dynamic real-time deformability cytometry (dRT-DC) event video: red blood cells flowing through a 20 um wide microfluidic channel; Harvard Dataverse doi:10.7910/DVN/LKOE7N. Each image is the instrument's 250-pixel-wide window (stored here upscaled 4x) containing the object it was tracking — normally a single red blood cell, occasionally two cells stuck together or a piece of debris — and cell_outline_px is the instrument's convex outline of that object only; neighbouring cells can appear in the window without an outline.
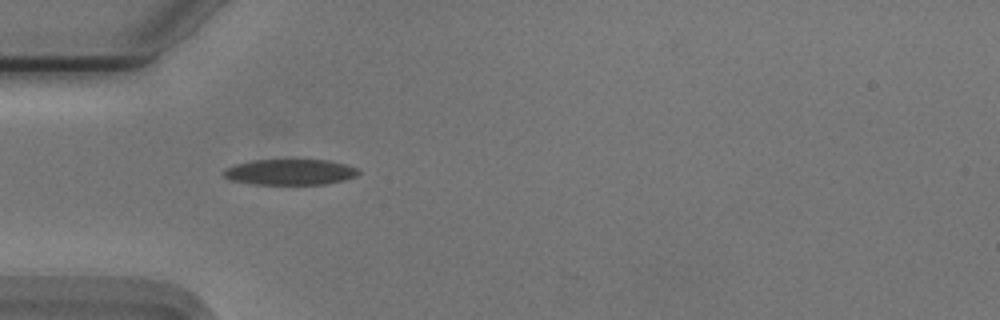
{"species": "Egyptian fruit bat (a non-hibernating species)", "species_latin": "Rousettus aegyptiacus", "temperature_condition": "cold", "stored_images_in_passage": 4, "camera_frame_rate_fps": 3000, "um_per_image_px": 0.085, "animal": {"sex": "male"}, "frame": {"image": 1, "passage_image": 1, "time_ms": 0.0, "image_size_px": [1000, 320], "cell_outline_px": [[360, 172], [356, 176], [344, 180], [324, 184], [252, 184], [228, 180], [224, 176], [224, 168], [236, 164], [252, 160], [328, 160], [360, 168]], "centroid_in_image_um": [24.65, 14.62], "position_along_channel_um": 60.3, "area_um2": 20.29}}
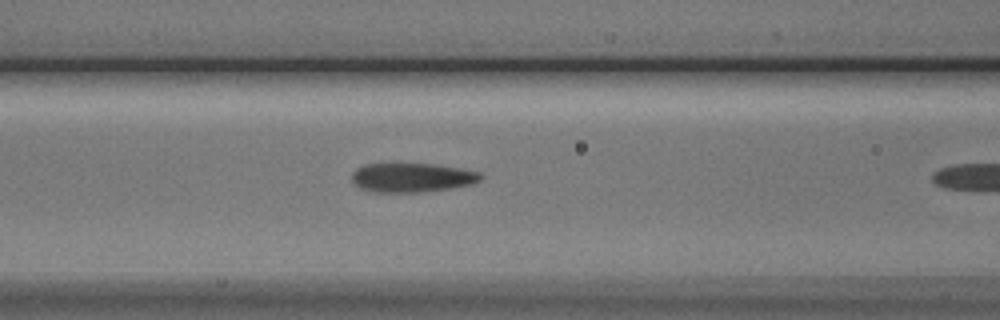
{"frame": {"image": 2, "passage_image": 3, "time_ms": 0.667, "image_size_px": [1000, 320], "cell_outline_px": [[484, 176], [480, 180], [472, 184], [452, 188], [420, 192], [376, 192], [360, 188], [352, 180], [352, 172], [356, 168], [364, 164], [396, 160], [436, 164], [460, 168], [480, 172]], "centroid_in_image_um": [34.99, 15.03], "position_along_channel_um": 131.6, "area_um2": 22.95}}